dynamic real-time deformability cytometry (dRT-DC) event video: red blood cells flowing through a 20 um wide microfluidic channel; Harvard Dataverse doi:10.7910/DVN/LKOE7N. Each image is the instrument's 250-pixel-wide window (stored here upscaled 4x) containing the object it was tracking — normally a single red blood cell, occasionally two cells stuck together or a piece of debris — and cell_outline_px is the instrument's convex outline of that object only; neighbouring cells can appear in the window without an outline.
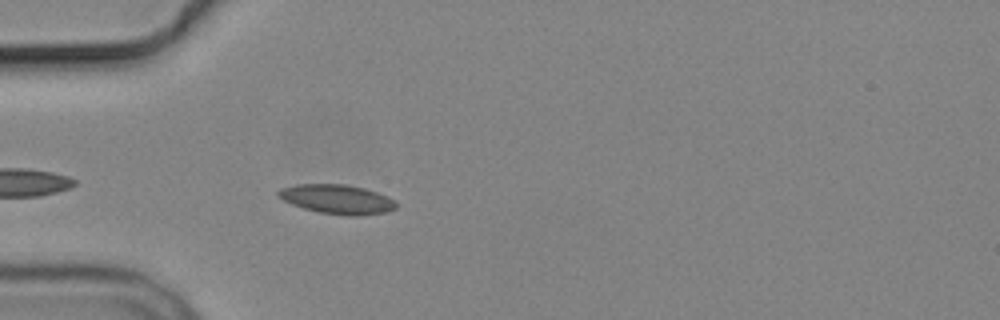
{"species": "common noctule bat (a hibernating species)", "species_latin": "Nyctalus noctula", "temperature_condition": "cold", "stored_images_in_passage": 1, "camera_frame_rate_fps": 3000, "um_per_image_px": 0.085, "animal": {"sex": "male", "body_mass_g": 19.2, "forearm_length_mm": 51.8}, "frame": {"image": 1, "passage_image": 1, "time_ms": 0.0, "image_size_px": [1000, 320], "cell_outline_px": [[396, 208], [384, 212], [360, 216], [352, 216], [320, 212], [304, 208], [292, 204], [276, 196], [276, 192], [280, 188], [296, 184], [344, 184], [364, 188], [388, 196], [396, 200]], "centroid_in_image_um": [28.64, 16.92], "position_along_channel_um": 56.4, "area_um2": 20.11}}